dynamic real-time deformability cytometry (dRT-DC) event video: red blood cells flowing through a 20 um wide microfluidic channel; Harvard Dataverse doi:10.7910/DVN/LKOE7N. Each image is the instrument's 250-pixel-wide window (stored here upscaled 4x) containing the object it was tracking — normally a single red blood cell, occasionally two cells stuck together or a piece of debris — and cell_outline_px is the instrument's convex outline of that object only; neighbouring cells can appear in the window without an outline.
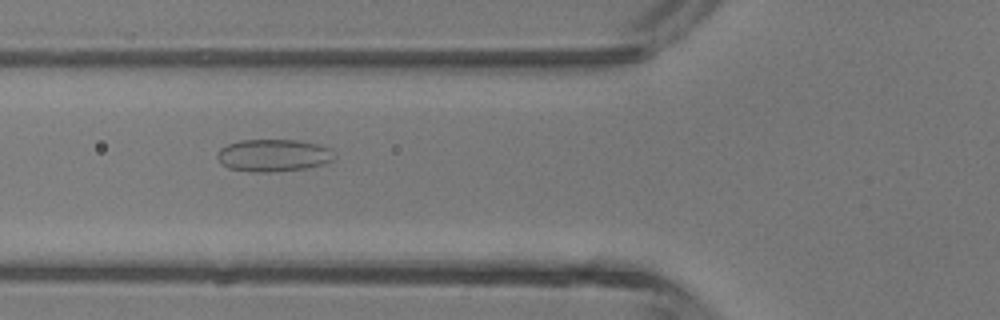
{"species": "common noctule bat (a hibernating species)", "species_latin": "Nyctalus noctula", "temperature_condition": "room temperature", "stored_images_in_passage": 5, "camera_frame_rate_fps": 3000, "um_per_image_px": 0.085, "animal": {"sex": "male", "body_mass_g": 13.3}, "frame": {"image": 1, "passage_image": 4, "time_ms": 4.333, "image_size_px": [1000, 320], "cell_outline_px": [[332, 160], [324, 164], [304, 168], [268, 172], [252, 172], [228, 168], [216, 156], [216, 152], [220, 148], [228, 144], [240, 140], [300, 140], [332, 148]], "centroid_in_image_um": [23.21, 13.2], "position_along_channel_um": 102.6, "area_um2": 21.91}}
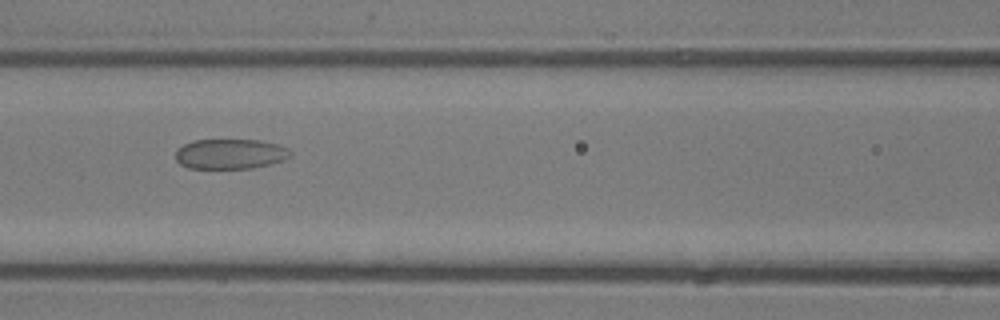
{"frame": {"image": 2, "passage_image": 5, "time_ms": 5.333, "image_size_px": [1000, 320], "cell_outline_px": [[292, 152], [284, 160], [252, 168], [188, 168], [180, 164], [176, 160], [176, 148], [192, 140], [260, 140], [276, 144], [288, 148]], "centroid_in_image_um": [19.53, 13.08], "position_along_channel_um": 147.1, "area_um2": 20.06}}